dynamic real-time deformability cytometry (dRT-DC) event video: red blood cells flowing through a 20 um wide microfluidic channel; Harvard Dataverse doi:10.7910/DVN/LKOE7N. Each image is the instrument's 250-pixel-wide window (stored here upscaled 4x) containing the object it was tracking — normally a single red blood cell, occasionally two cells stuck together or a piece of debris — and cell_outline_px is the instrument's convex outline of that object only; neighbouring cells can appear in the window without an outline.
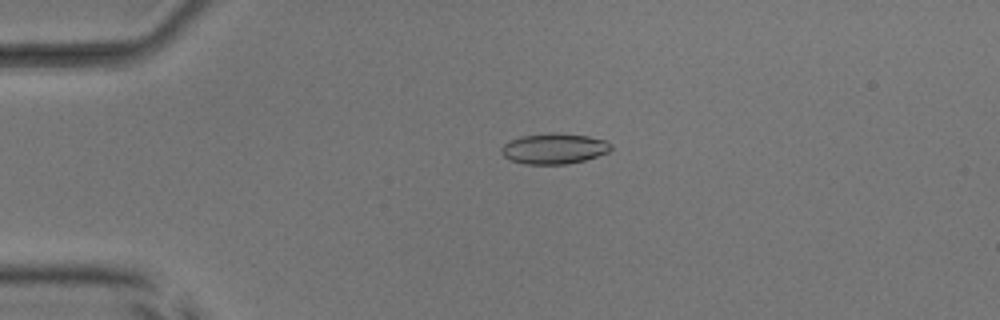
{"species": "common noctule bat (a hibernating species)", "species_latin": "Nyctalus noctula", "temperature_condition": "room temperature", "stored_images_in_passage": 53, "camera_frame_rate_fps": 3000, "um_per_image_px": 0.085, "animal": {"sex": "male", "body_mass_g": 17.9, "forearm_length_mm": 54.2}, "frame": {"image": 1, "passage_image": 13, "time_ms": 4.0, "image_size_px": [1000, 320], "cell_outline_px": [[612, 148], [608, 152], [584, 160], [568, 164], [524, 164], [508, 160], [500, 152], [500, 148], [504, 144], [512, 140], [524, 136], [552, 132], [556, 132], [588, 136], [604, 140], [612, 144]], "centroid_in_image_um": [47.08, 12.63], "position_along_channel_um": 37.9, "area_um2": 19.54}}
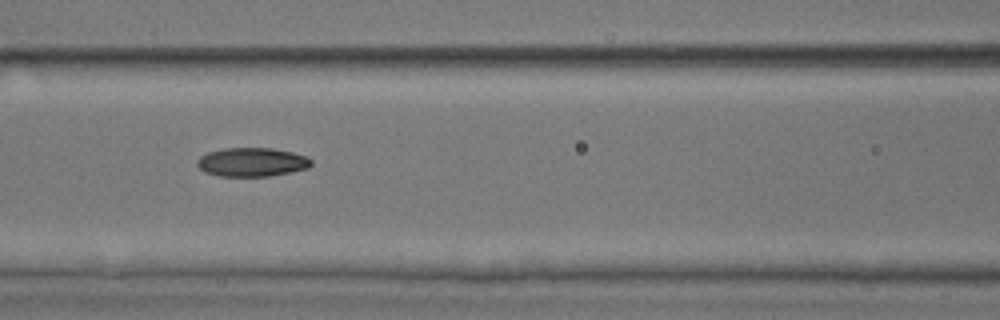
{"frame": {"image": 2, "passage_image": 24, "time_ms": 7.667, "image_size_px": [1000, 320], "cell_outline_px": [[312, 164], [308, 168], [292, 172], [268, 176], [220, 176], [204, 172], [196, 164], [196, 160], [200, 156], [208, 152], [224, 148], [272, 148], [292, 152], [308, 156], [312, 160]], "centroid_in_image_um": [21.42, 13.78], "position_along_channel_um": 145.2, "area_um2": 19.31}}
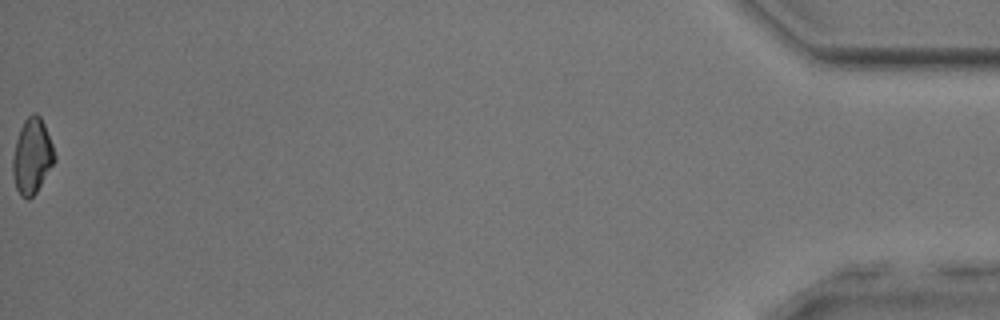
{"frame": {"image": 3, "passage_image": 53, "time_ms": 17.333, "image_size_px": [1000, 320], "cell_outline_px": [[56, 160], [36, 192], [28, 200], [20, 196], [16, 188], [12, 176], [12, 156], [16, 140], [20, 128], [24, 120], [32, 112], [36, 112], [40, 116], [44, 124], [52, 144], [56, 156]], "centroid_in_image_um": [2.71, 13.28], "position_along_channel_um": 432.5, "area_um2": 18.5}, "authors_computed_cell_mechanics": {"area_um2": 19.074, "velocity_mm_per_s": 3.9975, "shape_relaxation_time_tau1_ms": 8.3597, "shape_relaxation_time_tau2_ms": 4.2407, "deformation_change_tau1": 0.1592, "deformation_change_tau2": 0.0952}}